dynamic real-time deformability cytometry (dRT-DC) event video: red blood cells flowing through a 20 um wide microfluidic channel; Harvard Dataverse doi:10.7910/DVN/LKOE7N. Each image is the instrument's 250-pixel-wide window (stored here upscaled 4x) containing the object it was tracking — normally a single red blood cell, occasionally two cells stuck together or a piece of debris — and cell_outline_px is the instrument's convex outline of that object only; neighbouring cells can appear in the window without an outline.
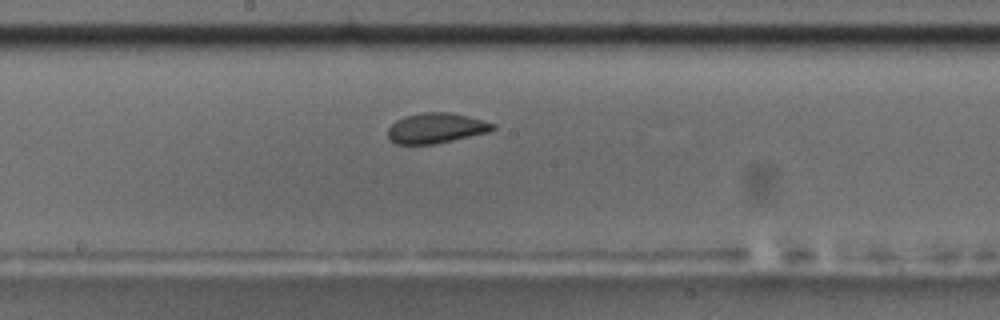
{"species": "common noctule bat (a hibernating species)", "species_latin": "Nyctalus noctula", "temperature_condition": "room temperature", "stored_images_in_passage": 39, "camera_frame_rate_fps": 3000, "um_per_image_px": 0.085, "animal": {"sex": "male", "body_mass_g": 17.5, "forearm_length_mm": 52.3}, "frame": {"image": 1, "passage_image": 23, "time_ms": 7.333, "image_size_px": [1000, 320], "cell_outline_px": [[496, 128], [488, 132], [436, 144], [396, 144], [388, 140], [388, 128], [396, 120], [404, 116], [420, 112], [448, 112], [468, 116], [496, 124]], "centroid_in_image_um": [37.04, 10.89], "position_along_channel_um": 211.2, "area_um2": 18.61}}